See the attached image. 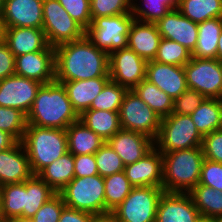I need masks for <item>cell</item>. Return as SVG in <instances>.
<instances>
[{"mask_svg":"<svg viewBox=\"0 0 222 222\" xmlns=\"http://www.w3.org/2000/svg\"><path fill=\"white\" fill-rule=\"evenodd\" d=\"M124 173L133 187H160L163 178V156L154 146L145 156L124 167Z\"/></svg>","mask_w":222,"mask_h":222,"instance_id":"obj_16","label":"cell"},{"mask_svg":"<svg viewBox=\"0 0 222 222\" xmlns=\"http://www.w3.org/2000/svg\"><path fill=\"white\" fill-rule=\"evenodd\" d=\"M90 222H119L113 212L93 214Z\"/></svg>","mask_w":222,"mask_h":222,"instance_id":"obj_51","label":"cell"},{"mask_svg":"<svg viewBox=\"0 0 222 222\" xmlns=\"http://www.w3.org/2000/svg\"><path fill=\"white\" fill-rule=\"evenodd\" d=\"M202 149L205 159L222 163V128L203 137Z\"/></svg>","mask_w":222,"mask_h":222,"instance_id":"obj_46","label":"cell"},{"mask_svg":"<svg viewBox=\"0 0 222 222\" xmlns=\"http://www.w3.org/2000/svg\"><path fill=\"white\" fill-rule=\"evenodd\" d=\"M200 222H213V220H211V219H203V218H202V219L200 220Z\"/></svg>","mask_w":222,"mask_h":222,"instance_id":"obj_58","label":"cell"},{"mask_svg":"<svg viewBox=\"0 0 222 222\" xmlns=\"http://www.w3.org/2000/svg\"><path fill=\"white\" fill-rule=\"evenodd\" d=\"M213 222H222V216L212 219Z\"/></svg>","mask_w":222,"mask_h":222,"instance_id":"obj_56","label":"cell"},{"mask_svg":"<svg viewBox=\"0 0 222 222\" xmlns=\"http://www.w3.org/2000/svg\"><path fill=\"white\" fill-rule=\"evenodd\" d=\"M79 119L105 142L121 129L119 112L88 109Z\"/></svg>","mask_w":222,"mask_h":222,"instance_id":"obj_28","label":"cell"},{"mask_svg":"<svg viewBox=\"0 0 222 222\" xmlns=\"http://www.w3.org/2000/svg\"><path fill=\"white\" fill-rule=\"evenodd\" d=\"M68 151L74 156L95 154L105 141L80 119L66 128Z\"/></svg>","mask_w":222,"mask_h":222,"instance_id":"obj_25","label":"cell"},{"mask_svg":"<svg viewBox=\"0 0 222 222\" xmlns=\"http://www.w3.org/2000/svg\"><path fill=\"white\" fill-rule=\"evenodd\" d=\"M127 91L126 87L110 80L92 101L89 109L119 112Z\"/></svg>","mask_w":222,"mask_h":222,"instance_id":"obj_37","label":"cell"},{"mask_svg":"<svg viewBox=\"0 0 222 222\" xmlns=\"http://www.w3.org/2000/svg\"><path fill=\"white\" fill-rule=\"evenodd\" d=\"M4 42L15 57L49 46L44 30L32 27H5Z\"/></svg>","mask_w":222,"mask_h":222,"instance_id":"obj_22","label":"cell"},{"mask_svg":"<svg viewBox=\"0 0 222 222\" xmlns=\"http://www.w3.org/2000/svg\"><path fill=\"white\" fill-rule=\"evenodd\" d=\"M38 176L56 193H60L75 177L74 155L68 151L44 168Z\"/></svg>","mask_w":222,"mask_h":222,"instance_id":"obj_27","label":"cell"},{"mask_svg":"<svg viewBox=\"0 0 222 222\" xmlns=\"http://www.w3.org/2000/svg\"><path fill=\"white\" fill-rule=\"evenodd\" d=\"M78 120L63 84L56 80L41 85L27 114V125L44 128L66 130Z\"/></svg>","mask_w":222,"mask_h":222,"instance_id":"obj_2","label":"cell"},{"mask_svg":"<svg viewBox=\"0 0 222 222\" xmlns=\"http://www.w3.org/2000/svg\"><path fill=\"white\" fill-rule=\"evenodd\" d=\"M162 186L165 192L189 193L199 184L204 158L202 147L163 153Z\"/></svg>","mask_w":222,"mask_h":222,"instance_id":"obj_3","label":"cell"},{"mask_svg":"<svg viewBox=\"0 0 222 222\" xmlns=\"http://www.w3.org/2000/svg\"><path fill=\"white\" fill-rule=\"evenodd\" d=\"M160 40L161 35L155 23L134 19L128 33L127 47L146 61H151L157 54Z\"/></svg>","mask_w":222,"mask_h":222,"instance_id":"obj_23","label":"cell"},{"mask_svg":"<svg viewBox=\"0 0 222 222\" xmlns=\"http://www.w3.org/2000/svg\"><path fill=\"white\" fill-rule=\"evenodd\" d=\"M65 206L62 196L56 193L27 222H58Z\"/></svg>","mask_w":222,"mask_h":222,"instance_id":"obj_43","label":"cell"},{"mask_svg":"<svg viewBox=\"0 0 222 222\" xmlns=\"http://www.w3.org/2000/svg\"><path fill=\"white\" fill-rule=\"evenodd\" d=\"M75 162V177H86L98 175L97 164L94 154L76 155Z\"/></svg>","mask_w":222,"mask_h":222,"instance_id":"obj_47","label":"cell"},{"mask_svg":"<svg viewBox=\"0 0 222 222\" xmlns=\"http://www.w3.org/2000/svg\"><path fill=\"white\" fill-rule=\"evenodd\" d=\"M201 219L189 193L164 192L161 196L155 222H200Z\"/></svg>","mask_w":222,"mask_h":222,"instance_id":"obj_15","label":"cell"},{"mask_svg":"<svg viewBox=\"0 0 222 222\" xmlns=\"http://www.w3.org/2000/svg\"><path fill=\"white\" fill-rule=\"evenodd\" d=\"M4 32H5V27L3 23V18L2 15H0V42L4 41Z\"/></svg>","mask_w":222,"mask_h":222,"instance_id":"obj_53","label":"cell"},{"mask_svg":"<svg viewBox=\"0 0 222 222\" xmlns=\"http://www.w3.org/2000/svg\"><path fill=\"white\" fill-rule=\"evenodd\" d=\"M49 46L76 41L85 36V30L70 16L58 0L43 1V25Z\"/></svg>","mask_w":222,"mask_h":222,"instance_id":"obj_8","label":"cell"},{"mask_svg":"<svg viewBox=\"0 0 222 222\" xmlns=\"http://www.w3.org/2000/svg\"><path fill=\"white\" fill-rule=\"evenodd\" d=\"M33 176L22 142L0 152V186L24 182Z\"/></svg>","mask_w":222,"mask_h":222,"instance_id":"obj_21","label":"cell"},{"mask_svg":"<svg viewBox=\"0 0 222 222\" xmlns=\"http://www.w3.org/2000/svg\"><path fill=\"white\" fill-rule=\"evenodd\" d=\"M221 117H222V99H221Z\"/></svg>","mask_w":222,"mask_h":222,"instance_id":"obj_59","label":"cell"},{"mask_svg":"<svg viewBox=\"0 0 222 222\" xmlns=\"http://www.w3.org/2000/svg\"><path fill=\"white\" fill-rule=\"evenodd\" d=\"M161 119L173 111V101L168 94L144 79L132 89Z\"/></svg>","mask_w":222,"mask_h":222,"instance_id":"obj_33","label":"cell"},{"mask_svg":"<svg viewBox=\"0 0 222 222\" xmlns=\"http://www.w3.org/2000/svg\"><path fill=\"white\" fill-rule=\"evenodd\" d=\"M29 159L33 175L68 152L67 134L64 129L27 125L21 141Z\"/></svg>","mask_w":222,"mask_h":222,"instance_id":"obj_4","label":"cell"},{"mask_svg":"<svg viewBox=\"0 0 222 222\" xmlns=\"http://www.w3.org/2000/svg\"><path fill=\"white\" fill-rule=\"evenodd\" d=\"M15 74L42 84L55 81V47L15 57Z\"/></svg>","mask_w":222,"mask_h":222,"instance_id":"obj_14","label":"cell"},{"mask_svg":"<svg viewBox=\"0 0 222 222\" xmlns=\"http://www.w3.org/2000/svg\"><path fill=\"white\" fill-rule=\"evenodd\" d=\"M25 187V207L22 212V222L30 220L43 204L56 194L38 175H33L30 179L25 180Z\"/></svg>","mask_w":222,"mask_h":222,"instance_id":"obj_29","label":"cell"},{"mask_svg":"<svg viewBox=\"0 0 222 222\" xmlns=\"http://www.w3.org/2000/svg\"><path fill=\"white\" fill-rule=\"evenodd\" d=\"M97 164L98 174L106 177L114 173L124 171V164L117 153L105 142L94 154Z\"/></svg>","mask_w":222,"mask_h":222,"instance_id":"obj_40","label":"cell"},{"mask_svg":"<svg viewBox=\"0 0 222 222\" xmlns=\"http://www.w3.org/2000/svg\"><path fill=\"white\" fill-rule=\"evenodd\" d=\"M217 59L222 62V31L218 40Z\"/></svg>","mask_w":222,"mask_h":222,"instance_id":"obj_52","label":"cell"},{"mask_svg":"<svg viewBox=\"0 0 222 222\" xmlns=\"http://www.w3.org/2000/svg\"><path fill=\"white\" fill-rule=\"evenodd\" d=\"M41 85L39 81L16 74L0 80V106L18 109L27 115Z\"/></svg>","mask_w":222,"mask_h":222,"instance_id":"obj_13","label":"cell"},{"mask_svg":"<svg viewBox=\"0 0 222 222\" xmlns=\"http://www.w3.org/2000/svg\"><path fill=\"white\" fill-rule=\"evenodd\" d=\"M92 215L91 213L65 206L58 222H90Z\"/></svg>","mask_w":222,"mask_h":222,"instance_id":"obj_49","label":"cell"},{"mask_svg":"<svg viewBox=\"0 0 222 222\" xmlns=\"http://www.w3.org/2000/svg\"><path fill=\"white\" fill-rule=\"evenodd\" d=\"M17 141L8 133L0 130V152L12 147Z\"/></svg>","mask_w":222,"mask_h":222,"instance_id":"obj_50","label":"cell"},{"mask_svg":"<svg viewBox=\"0 0 222 222\" xmlns=\"http://www.w3.org/2000/svg\"><path fill=\"white\" fill-rule=\"evenodd\" d=\"M177 8L171 0H132L131 13L135 20L156 23L170 10Z\"/></svg>","mask_w":222,"mask_h":222,"instance_id":"obj_36","label":"cell"},{"mask_svg":"<svg viewBox=\"0 0 222 222\" xmlns=\"http://www.w3.org/2000/svg\"><path fill=\"white\" fill-rule=\"evenodd\" d=\"M25 181L0 186V217L22 222L25 207Z\"/></svg>","mask_w":222,"mask_h":222,"instance_id":"obj_31","label":"cell"},{"mask_svg":"<svg viewBox=\"0 0 222 222\" xmlns=\"http://www.w3.org/2000/svg\"><path fill=\"white\" fill-rule=\"evenodd\" d=\"M200 135L190 115L171 113L161 119L154 146L163 154L175 150L202 147Z\"/></svg>","mask_w":222,"mask_h":222,"instance_id":"obj_5","label":"cell"},{"mask_svg":"<svg viewBox=\"0 0 222 222\" xmlns=\"http://www.w3.org/2000/svg\"><path fill=\"white\" fill-rule=\"evenodd\" d=\"M133 21L132 13L93 18L85 35L98 49L110 54L127 47V37Z\"/></svg>","mask_w":222,"mask_h":222,"instance_id":"obj_7","label":"cell"},{"mask_svg":"<svg viewBox=\"0 0 222 222\" xmlns=\"http://www.w3.org/2000/svg\"><path fill=\"white\" fill-rule=\"evenodd\" d=\"M164 192L160 187H133L112 212L119 222H155L159 200Z\"/></svg>","mask_w":222,"mask_h":222,"instance_id":"obj_9","label":"cell"},{"mask_svg":"<svg viewBox=\"0 0 222 222\" xmlns=\"http://www.w3.org/2000/svg\"><path fill=\"white\" fill-rule=\"evenodd\" d=\"M59 194L67 207L91 214L105 213L104 179L99 174L74 177Z\"/></svg>","mask_w":222,"mask_h":222,"instance_id":"obj_6","label":"cell"},{"mask_svg":"<svg viewBox=\"0 0 222 222\" xmlns=\"http://www.w3.org/2000/svg\"><path fill=\"white\" fill-rule=\"evenodd\" d=\"M147 61L126 47L109 54V77L111 81L132 90L146 79Z\"/></svg>","mask_w":222,"mask_h":222,"instance_id":"obj_12","label":"cell"},{"mask_svg":"<svg viewBox=\"0 0 222 222\" xmlns=\"http://www.w3.org/2000/svg\"><path fill=\"white\" fill-rule=\"evenodd\" d=\"M70 16L86 31L91 25L90 0H58Z\"/></svg>","mask_w":222,"mask_h":222,"instance_id":"obj_42","label":"cell"},{"mask_svg":"<svg viewBox=\"0 0 222 222\" xmlns=\"http://www.w3.org/2000/svg\"><path fill=\"white\" fill-rule=\"evenodd\" d=\"M177 7L180 5L181 0H171Z\"/></svg>","mask_w":222,"mask_h":222,"instance_id":"obj_57","label":"cell"},{"mask_svg":"<svg viewBox=\"0 0 222 222\" xmlns=\"http://www.w3.org/2000/svg\"><path fill=\"white\" fill-rule=\"evenodd\" d=\"M105 186V212L115 210L129 195L133 186L124 171L103 177Z\"/></svg>","mask_w":222,"mask_h":222,"instance_id":"obj_35","label":"cell"},{"mask_svg":"<svg viewBox=\"0 0 222 222\" xmlns=\"http://www.w3.org/2000/svg\"><path fill=\"white\" fill-rule=\"evenodd\" d=\"M204 99L205 97L198 91L187 88L179 97L174 99L172 113L190 115Z\"/></svg>","mask_w":222,"mask_h":222,"instance_id":"obj_44","label":"cell"},{"mask_svg":"<svg viewBox=\"0 0 222 222\" xmlns=\"http://www.w3.org/2000/svg\"><path fill=\"white\" fill-rule=\"evenodd\" d=\"M191 57V52L178 42L161 38L154 61L184 66L191 60Z\"/></svg>","mask_w":222,"mask_h":222,"instance_id":"obj_38","label":"cell"},{"mask_svg":"<svg viewBox=\"0 0 222 222\" xmlns=\"http://www.w3.org/2000/svg\"><path fill=\"white\" fill-rule=\"evenodd\" d=\"M132 11V0H90L91 19L128 14Z\"/></svg>","mask_w":222,"mask_h":222,"instance_id":"obj_41","label":"cell"},{"mask_svg":"<svg viewBox=\"0 0 222 222\" xmlns=\"http://www.w3.org/2000/svg\"><path fill=\"white\" fill-rule=\"evenodd\" d=\"M27 127V115L21 110L0 106V130L21 142Z\"/></svg>","mask_w":222,"mask_h":222,"instance_id":"obj_39","label":"cell"},{"mask_svg":"<svg viewBox=\"0 0 222 222\" xmlns=\"http://www.w3.org/2000/svg\"><path fill=\"white\" fill-rule=\"evenodd\" d=\"M3 10H4V0H0V15L3 14Z\"/></svg>","mask_w":222,"mask_h":222,"instance_id":"obj_55","label":"cell"},{"mask_svg":"<svg viewBox=\"0 0 222 222\" xmlns=\"http://www.w3.org/2000/svg\"><path fill=\"white\" fill-rule=\"evenodd\" d=\"M190 116L202 137L221 129V99L205 98Z\"/></svg>","mask_w":222,"mask_h":222,"instance_id":"obj_30","label":"cell"},{"mask_svg":"<svg viewBox=\"0 0 222 222\" xmlns=\"http://www.w3.org/2000/svg\"><path fill=\"white\" fill-rule=\"evenodd\" d=\"M15 74V56L4 41L0 42V80Z\"/></svg>","mask_w":222,"mask_h":222,"instance_id":"obj_48","label":"cell"},{"mask_svg":"<svg viewBox=\"0 0 222 222\" xmlns=\"http://www.w3.org/2000/svg\"><path fill=\"white\" fill-rule=\"evenodd\" d=\"M146 80L164 91L171 98L179 97L186 89L184 66L147 61Z\"/></svg>","mask_w":222,"mask_h":222,"instance_id":"obj_18","label":"cell"},{"mask_svg":"<svg viewBox=\"0 0 222 222\" xmlns=\"http://www.w3.org/2000/svg\"><path fill=\"white\" fill-rule=\"evenodd\" d=\"M187 88L205 98L222 99V62L218 59L193 58L184 65Z\"/></svg>","mask_w":222,"mask_h":222,"instance_id":"obj_11","label":"cell"},{"mask_svg":"<svg viewBox=\"0 0 222 222\" xmlns=\"http://www.w3.org/2000/svg\"><path fill=\"white\" fill-rule=\"evenodd\" d=\"M0 222H21L17 219H10V218H2L0 217Z\"/></svg>","mask_w":222,"mask_h":222,"instance_id":"obj_54","label":"cell"},{"mask_svg":"<svg viewBox=\"0 0 222 222\" xmlns=\"http://www.w3.org/2000/svg\"><path fill=\"white\" fill-rule=\"evenodd\" d=\"M107 143L121 158L124 166L133 164L153 147L154 140L145 134L120 129Z\"/></svg>","mask_w":222,"mask_h":222,"instance_id":"obj_20","label":"cell"},{"mask_svg":"<svg viewBox=\"0 0 222 222\" xmlns=\"http://www.w3.org/2000/svg\"><path fill=\"white\" fill-rule=\"evenodd\" d=\"M44 0H4V27L42 28Z\"/></svg>","mask_w":222,"mask_h":222,"instance_id":"obj_19","label":"cell"},{"mask_svg":"<svg viewBox=\"0 0 222 222\" xmlns=\"http://www.w3.org/2000/svg\"><path fill=\"white\" fill-rule=\"evenodd\" d=\"M177 9L183 16L199 24L222 17V0H181Z\"/></svg>","mask_w":222,"mask_h":222,"instance_id":"obj_34","label":"cell"},{"mask_svg":"<svg viewBox=\"0 0 222 222\" xmlns=\"http://www.w3.org/2000/svg\"><path fill=\"white\" fill-rule=\"evenodd\" d=\"M199 184L222 191V163L204 159Z\"/></svg>","mask_w":222,"mask_h":222,"instance_id":"obj_45","label":"cell"},{"mask_svg":"<svg viewBox=\"0 0 222 222\" xmlns=\"http://www.w3.org/2000/svg\"><path fill=\"white\" fill-rule=\"evenodd\" d=\"M110 80V77H97L87 80L58 82L63 84L73 109L80 116L90 108L92 101Z\"/></svg>","mask_w":222,"mask_h":222,"instance_id":"obj_24","label":"cell"},{"mask_svg":"<svg viewBox=\"0 0 222 222\" xmlns=\"http://www.w3.org/2000/svg\"><path fill=\"white\" fill-rule=\"evenodd\" d=\"M189 194L203 219L222 216V191L198 184Z\"/></svg>","mask_w":222,"mask_h":222,"instance_id":"obj_32","label":"cell"},{"mask_svg":"<svg viewBox=\"0 0 222 222\" xmlns=\"http://www.w3.org/2000/svg\"><path fill=\"white\" fill-rule=\"evenodd\" d=\"M222 31V17L198 24L197 44L191 53L193 58L217 59L218 40Z\"/></svg>","mask_w":222,"mask_h":222,"instance_id":"obj_26","label":"cell"},{"mask_svg":"<svg viewBox=\"0 0 222 222\" xmlns=\"http://www.w3.org/2000/svg\"><path fill=\"white\" fill-rule=\"evenodd\" d=\"M161 38L178 42L191 53L197 44L198 24L183 16L178 9L170 10L156 23Z\"/></svg>","mask_w":222,"mask_h":222,"instance_id":"obj_17","label":"cell"},{"mask_svg":"<svg viewBox=\"0 0 222 222\" xmlns=\"http://www.w3.org/2000/svg\"><path fill=\"white\" fill-rule=\"evenodd\" d=\"M109 77V54L85 35L55 47V80L76 81Z\"/></svg>","mask_w":222,"mask_h":222,"instance_id":"obj_1","label":"cell"},{"mask_svg":"<svg viewBox=\"0 0 222 222\" xmlns=\"http://www.w3.org/2000/svg\"><path fill=\"white\" fill-rule=\"evenodd\" d=\"M121 129L139 132L155 140L161 125V117L133 91L128 90L120 111Z\"/></svg>","mask_w":222,"mask_h":222,"instance_id":"obj_10","label":"cell"}]
</instances>
